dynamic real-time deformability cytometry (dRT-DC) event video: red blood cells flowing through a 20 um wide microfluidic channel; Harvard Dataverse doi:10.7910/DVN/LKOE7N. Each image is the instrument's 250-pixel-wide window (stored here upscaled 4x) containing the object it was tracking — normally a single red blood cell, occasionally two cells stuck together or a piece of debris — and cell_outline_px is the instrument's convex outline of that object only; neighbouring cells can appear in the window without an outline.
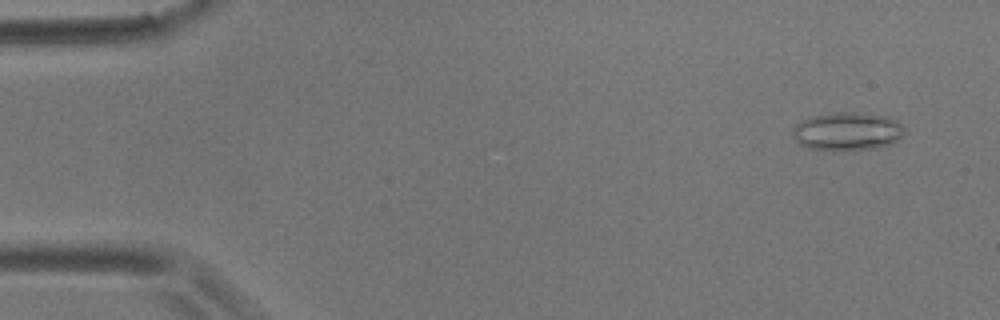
{"species": "common noctule bat (a hibernating species)", "species_latin": "Nyctalus noctula", "temperature_condition": "room temperature", "stored_images_in_passage": 56, "camera_frame_rate_fps": 3000, "um_per_image_px": 0.085, "animal": {"sex": "male", "body_mass_g": 17.9}, "frame": {"image": 1, "passage_image": 4, "time_ms": 1.0, "image_size_px": [1000, 320], "cell_outline_px": [[904, 132], [900, 140], [892, 144], [876, 148], [808, 148], [800, 144], [796, 140], [792, 132], [792, 128], [800, 120], [812, 116], [832, 112], [856, 112], [888, 116], [904, 124]], "centroid_in_image_um": [72.07, 11.12], "position_along_channel_um": 12.9, "area_um2": 24.68}}
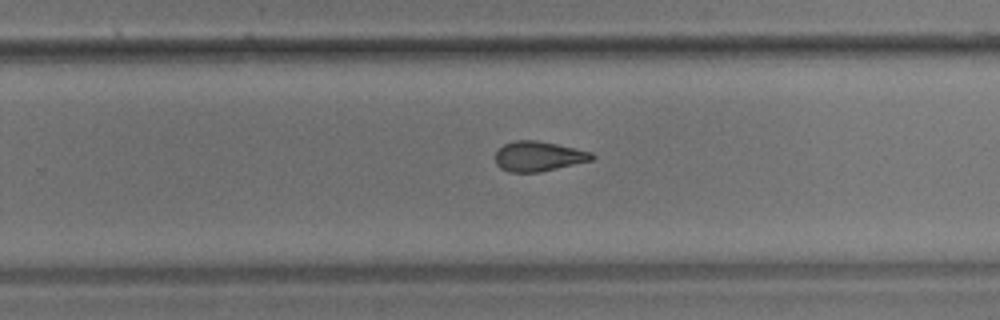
{"frame": {"image": 2, "passage_image": 36, "time_ms": 11.667, "image_size_px": [1000, 320], "cell_outline_px": [[596, 156], [592, 160], [540, 172], [508, 172], [500, 168], [496, 164], [496, 152], [504, 144], [516, 140], [536, 140], [556, 144], [592, 152]], "centroid_in_image_um": [45.76, 13.29], "position_along_channel_um": 284.0, "area_um2": 16.76}}
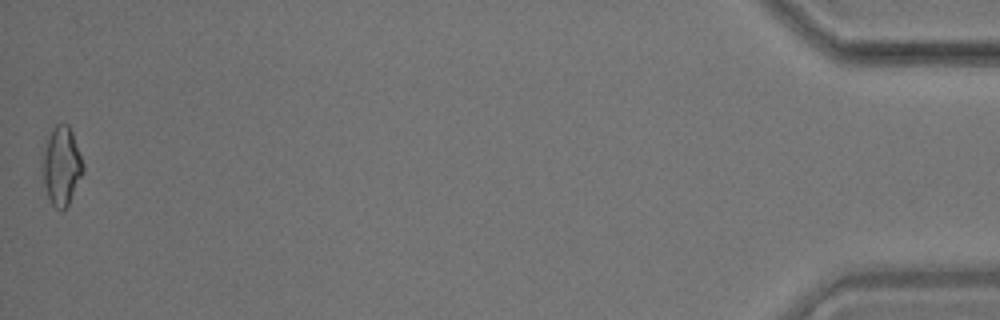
{"frame": {"image": 3, "passage_image": 56, "time_ms": 18.333, "image_size_px": [1000, 320], "cell_outline_px": [[84, 172], [68, 204], [60, 212], [52, 204], [48, 196], [44, 184], [40, 168], [48, 136], [52, 128], [56, 124], [68, 124], [72, 132], [84, 164]], "centroid_in_image_um": [5.22, 14.11], "position_along_channel_um": 430.0, "area_um2": 18.61}, "authors_computed_cell_mechanics": {"area_um2": 17.629, "velocity_mm_per_s": 3.5915, "shape_relaxation_time_tau1_ms": null, "shape_relaxation_time_tau2_ms": 2.145, "deformation_change_tau1": null, "deformation_change_tau2": 0.0975}}